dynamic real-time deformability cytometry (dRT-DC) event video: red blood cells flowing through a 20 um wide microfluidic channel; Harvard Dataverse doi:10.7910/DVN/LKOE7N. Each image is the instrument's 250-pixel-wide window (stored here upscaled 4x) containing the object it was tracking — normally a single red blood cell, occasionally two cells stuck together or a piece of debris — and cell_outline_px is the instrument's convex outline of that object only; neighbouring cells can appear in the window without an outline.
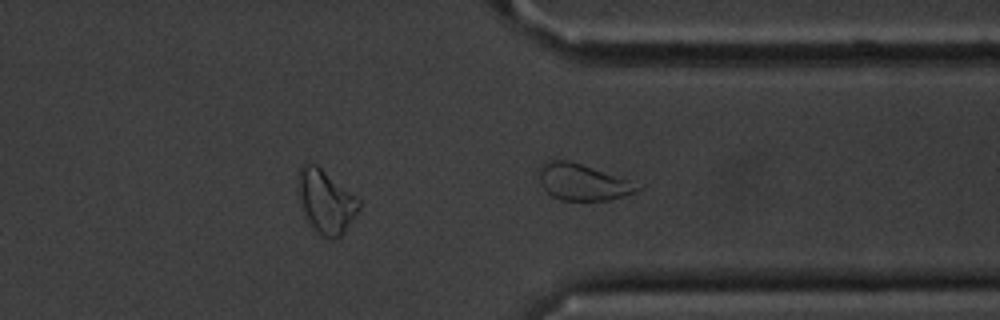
{"species": "common noctule bat (a hibernating species)", "species_latin": "Nyctalus noctula", "temperature_condition": "cold", "stored_images_in_passage": 30, "segment_of_instrument_passage": [2, 2], "camera_frame_rate_fps": 3000, "um_per_image_px": 0.085, "animal": {"sex": "male", "body_mass_g": 20.1, "forearm_length_mm": 53.5}, "frame": {"image": 1, "passage_image": 30, "time_ms": 9.667, "image_size_px": [1000, 320], "cell_outline_px": [[644, 188], [636, 192], [624, 196], [608, 200], [560, 200], [552, 196], [540, 184], [536, 172], [536, 168], [544, 160], [568, 160], [628, 180]], "centroid_in_image_um": [49.44, 15.47], "position_along_channel_um": 362.0, "area_um2": 20.92}}